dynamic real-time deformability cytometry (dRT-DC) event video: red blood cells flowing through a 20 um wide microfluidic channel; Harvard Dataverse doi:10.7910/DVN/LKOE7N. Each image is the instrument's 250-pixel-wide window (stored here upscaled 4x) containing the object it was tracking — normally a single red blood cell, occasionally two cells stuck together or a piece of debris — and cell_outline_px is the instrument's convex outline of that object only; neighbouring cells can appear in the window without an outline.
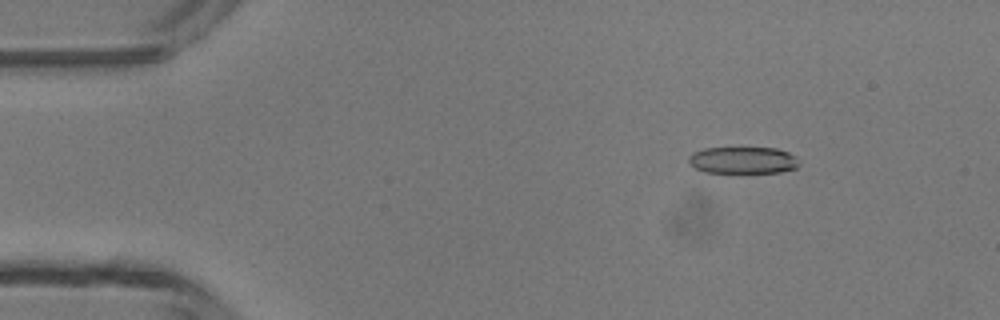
{"species": "common noctule bat (a hibernating species)", "species_latin": "Nyctalus noctula", "temperature_condition": "room temperature", "stored_images_in_passage": 47, "camera_frame_rate_fps": 3000, "um_per_image_px": 0.085, "animal": {"sex": "male", "body_mass_g": 13.3}, "frame": {"image": 1, "passage_image": 7, "time_ms": 2.0, "image_size_px": [1000, 320], "cell_outline_px": [[800, 164], [796, 168], [780, 172], [704, 172], [688, 164], [688, 156], [692, 152], [704, 148], [776, 148], [788, 152], [796, 156]], "centroid_in_image_um": [63.13, 13.61], "position_along_channel_um": 21.9, "area_um2": 17.34}}
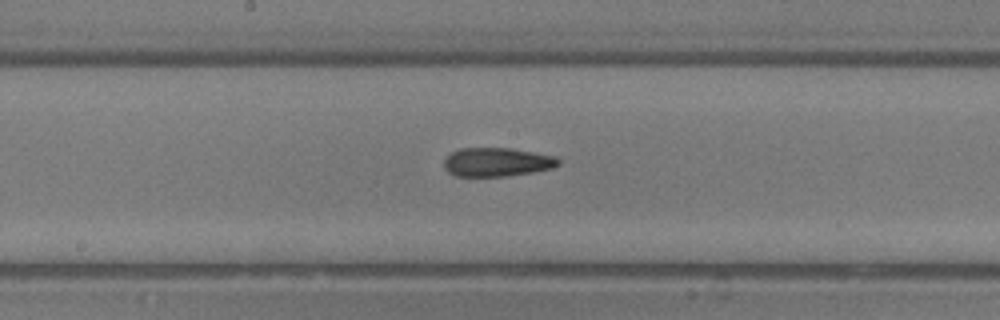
{"frame": {"image": 2, "passage_image": 25, "time_ms": 8.0, "image_size_px": [1000, 320], "cell_outline_px": [[560, 164], [552, 168], [532, 172], [508, 176], [456, 176], [448, 172], [444, 168], [444, 160], [452, 152], [460, 148], [512, 148], [556, 156], [560, 160]], "centroid_in_image_um": [42.25, 13.77], "position_along_channel_um": 205.9, "area_um2": 19.25}}
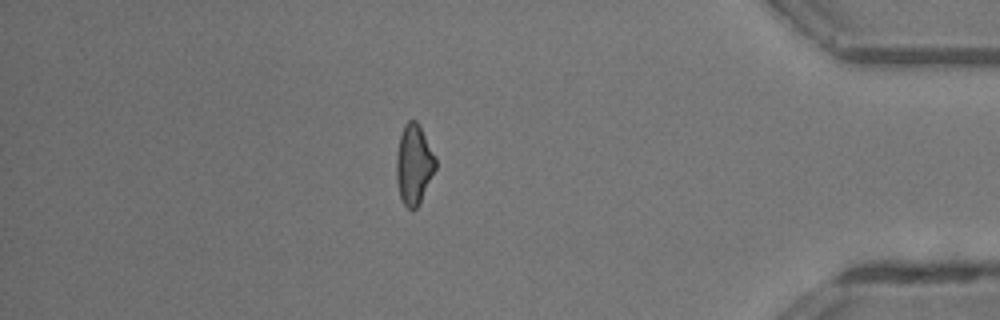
{"frame": {"image": 3, "passage_image": 41, "time_ms": 13.333, "image_size_px": [1000, 320], "cell_outline_px": [[436, 168], [420, 204], [412, 212], [404, 204], [400, 196], [396, 180], [396, 156], [400, 136], [404, 124], [408, 120], [416, 120], [420, 124], [436, 160]], "centroid_in_image_um": [35.18, 13.99], "position_along_channel_um": 400.0, "area_um2": 18.38}, "authors_computed_cell_mechanics": {"area_um2": 18.6694, "velocity_mm_per_s": 4.4066, "shape_relaxation_time_tau1_ms": 4.5485, "shape_relaxation_time_tau2_ms": 3.525, "deformation_change_tau1": 0.1519, "deformation_change_tau2": 0.1444}}